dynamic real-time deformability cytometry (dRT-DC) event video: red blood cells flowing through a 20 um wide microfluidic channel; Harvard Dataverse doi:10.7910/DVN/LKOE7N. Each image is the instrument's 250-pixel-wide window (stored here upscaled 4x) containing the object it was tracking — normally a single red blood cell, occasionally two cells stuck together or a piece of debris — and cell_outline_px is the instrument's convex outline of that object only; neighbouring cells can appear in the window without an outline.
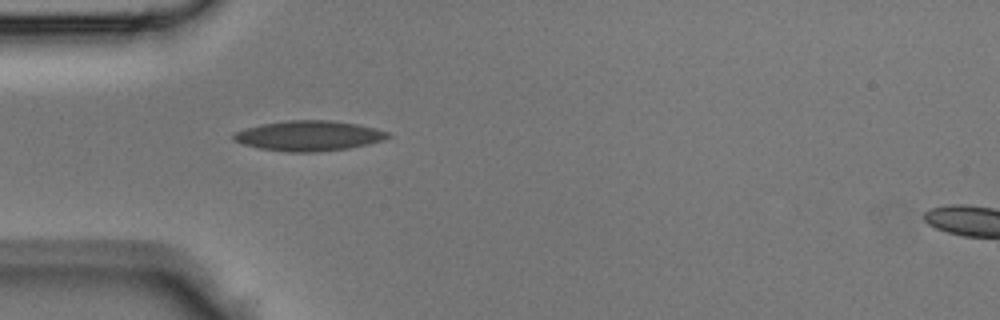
{"species": "Egyptian fruit bat (a non-hibernating species)", "species_latin": "Rousettus aegyptiacus", "temperature_condition": "room temperature", "stored_images_in_passage": 32, "camera_frame_rate_fps": 3000, "um_per_image_px": 0.085, "animal": {"sex": "male"}, "frame": {"image": 1, "passage_image": 1, "time_ms": 0.0, "image_size_px": [1000, 320], "cell_outline_px": [[392, 136], [384, 140], [368, 144], [348, 148], [316, 152], [288, 152], [260, 148], [244, 144], [232, 140], [232, 136], [236, 132], [244, 128], [260, 124], [288, 120], [332, 120], [356, 124], [376, 128], [388, 132]], "centroid_in_image_um": [26.25, 11.53], "position_along_channel_um": 58.7, "area_um2": 27.17}}
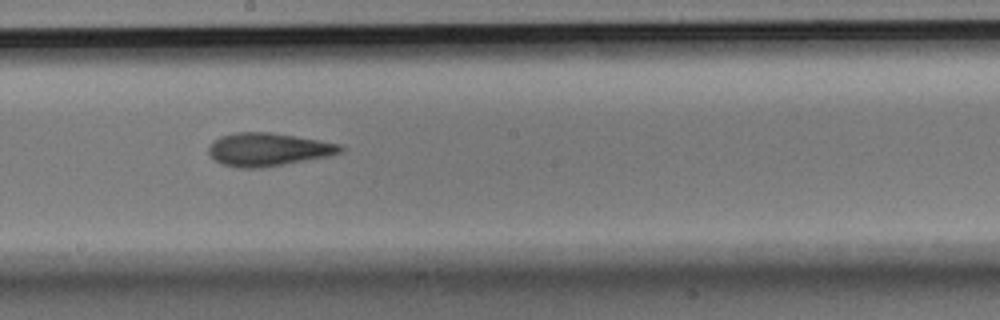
{"frame": {"image": 2, "passage_image": 12, "time_ms": 3.667, "image_size_px": [1000, 320], "cell_outline_px": [[344, 148], [340, 152], [328, 156], [260, 168], [240, 168], [224, 164], [216, 160], [208, 152], [208, 148], [220, 136], [236, 132], [268, 132], [296, 136], [320, 140], [340, 144]], "centroid_in_image_um": [22.8, 12.69], "position_along_channel_um": 225.4, "area_um2": 25.03}}
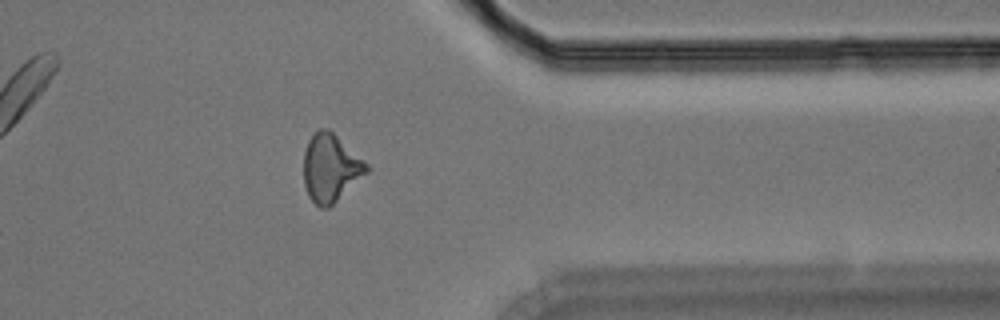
{"frame": {"image": 3, "passage_image": 23, "time_ms": 7.333, "image_size_px": [1000, 320], "cell_outline_px": [[372, 168], [368, 172], [328, 208], [320, 208], [308, 196], [304, 184], [304, 152], [308, 140], [320, 128], [328, 128], [368, 164]], "centroid_in_image_um": [28.1, 14.28], "position_along_channel_um": 383.3, "area_um2": 24.62}}